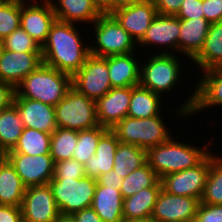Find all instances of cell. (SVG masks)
Instances as JSON below:
<instances>
[{"mask_svg": "<svg viewBox=\"0 0 222 222\" xmlns=\"http://www.w3.org/2000/svg\"><path fill=\"white\" fill-rule=\"evenodd\" d=\"M199 203L197 198L173 195L162 188L151 217L158 222H189L196 217Z\"/></svg>", "mask_w": 222, "mask_h": 222, "instance_id": "cell-15", "label": "cell"}, {"mask_svg": "<svg viewBox=\"0 0 222 222\" xmlns=\"http://www.w3.org/2000/svg\"><path fill=\"white\" fill-rule=\"evenodd\" d=\"M5 157L4 152L0 149V160H2Z\"/></svg>", "mask_w": 222, "mask_h": 222, "instance_id": "cell-52", "label": "cell"}, {"mask_svg": "<svg viewBox=\"0 0 222 222\" xmlns=\"http://www.w3.org/2000/svg\"><path fill=\"white\" fill-rule=\"evenodd\" d=\"M135 53L107 57L112 88L138 86L140 83V58ZM139 60V62H138Z\"/></svg>", "mask_w": 222, "mask_h": 222, "instance_id": "cell-23", "label": "cell"}, {"mask_svg": "<svg viewBox=\"0 0 222 222\" xmlns=\"http://www.w3.org/2000/svg\"><path fill=\"white\" fill-rule=\"evenodd\" d=\"M107 130L108 128L99 125L92 129L78 131L73 159L82 164L91 159L95 155L98 141Z\"/></svg>", "mask_w": 222, "mask_h": 222, "instance_id": "cell-36", "label": "cell"}, {"mask_svg": "<svg viewBox=\"0 0 222 222\" xmlns=\"http://www.w3.org/2000/svg\"><path fill=\"white\" fill-rule=\"evenodd\" d=\"M145 0H106V13L110 14L118 8L140 3Z\"/></svg>", "mask_w": 222, "mask_h": 222, "instance_id": "cell-48", "label": "cell"}, {"mask_svg": "<svg viewBox=\"0 0 222 222\" xmlns=\"http://www.w3.org/2000/svg\"><path fill=\"white\" fill-rule=\"evenodd\" d=\"M123 222H158L152 217L144 218V219H135V220H124Z\"/></svg>", "mask_w": 222, "mask_h": 222, "instance_id": "cell-50", "label": "cell"}, {"mask_svg": "<svg viewBox=\"0 0 222 222\" xmlns=\"http://www.w3.org/2000/svg\"><path fill=\"white\" fill-rule=\"evenodd\" d=\"M20 207L23 222H54L61 215L49 184L26 188Z\"/></svg>", "mask_w": 222, "mask_h": 222, "instance_id": "cell-14", "label": "cell"}, {"mask_svg": "<svg viewBox=\"0 0 222 222\" xmlns=\"http://www.w3.org/2000/svg\"><path fill=\"white\" fill-rule=\"evenodd\" d=\"M71 85L79 93L97 101L112 89L107 57L89 55L85 64L71 76Z\"/></svg>", "mask_w": 222, "mask_h": 222, "instance_id": "cell-10", "label": "cell"}, {"mask_svg": "<svg viewBox=\"0 0 222 222\" xmlns=\"http://www.w3.org/2000/svg\"><path fill=\"white\" fill-rule=\"evenodd\" d=\"M12 104L16 107L24 128L50 134L57 129L54 106L28 98H14Z\"/></svg>", "mask_w": 222, "mask_h": 222, "instance_id": "cell-20", "label": "cell"}, {"mask_svg": "<svg viewBox=\"0 0 222 222\" xmlns=\"http://www.w3.org/2000/svg\"><path fill=\"white\" fill-rule=\"evenodd\" d=\"M84 176V164L73 158L54 163L55 179H81Z\"/></svg>", "mask_w": 222, "mask_h": 222, "instance_id": "cell-39", "label": "cell"}, {"mask_svg": "<svg viewBox=\"0 0 222 222\" xmlns=\"http://www.w3.org/2000/svg\"><path fill=\"white\" fill-rule=\"evenodd\" d=\"M25 189L10 162L5 157L0 160V205L21 206Z\"/></svg>", "mask_w": 222, "mask_h": 222, "instance_id": "cell-27", "label": "cell"}, {"mask_svg": "<svg viewBox=\"0 0 222 222\" xmlns=\"http://www.w3.org/2000/svg\"><path fill=\"white\" fill-rule=\"evenodd\" d=\"M119 142L116 134L108 129L98 141L95 155L84 164L85 176L97 180L101 174L113 170L114 157Z\"/></svg>", "mask_w": 222, "mask_h": 222, "instance_id": "cell-24", "label": "cell"}, {"mask_svg": "<svg viewBox=\"0 0 222 222\" xmlns=\"http://www.w3.org/2000/svg\"><path fill=\"white\" fill-rule=\"evenodd\" d=\"M201 73L203 78L201 77L199 83L196 82L193 93L175 109L174 115L189 119L188 117L197 115L202 110L222 106V66Z\"/></svg>", "mask_w": 222, "mask_h": 222, "instance_id": "cell-9", "label": "cell"}, {"mask_svg": "<svg viewBox=\"0 0 222 222\" xmlns=\"http://www.w3.org/2000/svg\"><path fill=\"white\" fill-rule=\"evenodd\" d=\"M77 140L78 131L57 127L50 140V155L54 163L73 158Z\"/></svg>", "mask_w": 222, "mask_h": 222, "instance_id": "cell-34", "label": "cell"}, {"mask_svg": "<svg viewBox=\"0 0 222 222\" xmlns=\"http://www.w3.org/2000/svg\"><path fill=\"white\" fill-rule=\"evenodd\" d=\"M54 222H76L72 215H60Z\"/></svg>", "mask_w": 222, "mask_h": 222, "instance_id": "cell-49", "label": "cell"}, {"mask_svg": "<svg viewBox=\"0 0 222 222\" xmlns=\"http://www.w3.org/2000/svg\"><path fill=\"white\" fill-rule=\"evenodd\" d=\"M75 25L78 24L56 19L42 46V62L71 76L85 64L90 55L89 45L82 41V34L78 32L80 29Z\"/></svg>", "mask_w": 222, "mask_h": 222, "instance_id": "cell-1", "label": "cell"}, {"mask_svg": "<svg viewBox=\"0 0 222 222\" xmlns=\"http://www.w3.org/2000/svg\"><path fill=\"white\" fill-rule=\"evenodd\" d=\"M72 87L71 75L41 63L15 88L14 98H28L56 106Z\"/></svg>", "mask_w": 222, "mask_h": 222, "instance_id": "cell-2", "label": "cell"}, {"mask_svg": "<svg viewBox=\"0 0 222 222\" xmlns=\"http://www.w3.org/2000/svg\"><path fill=\"white\" fill-rule=\"evenodd\" d=\"M55 203L62 215L73 213L92 205L97 180L84 176L81 179H55L49 181Z\"/></svg>", "mask_w": 222, "mask_h": 222, "instance_id": "cell-8", "label": "cell"}, {"mask_svg": "<svg viewBox=\"0 0 222 222\" xmlns=\"http://www.w3.org/2000/svg\"><path fill=\"white\" fill-rule=\"evenodd\" d=\"M175 16L178 19L205 18L203 13V0H184L179 12Z\"/></svg>", "mask_w": 222, "mask_h": 222, "instance_id": "cell-41", "label": "cell"}, {"mask_svg": "<svg viewBox=\"0 0 222 222\" xmlns=\"http://www.w3.org/2000/svg\"><path fill=\"white\" fill-rule=\"evenodd\" d=\"M2 41L0 40V52H1V50H2Z\"/></svg>", "mask_w": 222, "mask_h": 222, "instance_id": "cell-53", "label": "cell"}, {"mask_svg": "<svg viewBox=\"0 0 222 222\" xmlns=\"http://www.w3.org/2000/svg\"><path fill=\"white\" fill-rule=\"evenodd\" d=\"M72 216L76 222H103L92 207L77 211Z\"/></svg>", "mask_w": 222, "mask_h": 222, "instance_id": "cell-47", "label": "cell"}, {"mask_svg": "<svg viewBox=\"0 0 222 222\" xmlns=\"http://www.w3.org/2000/svg\"><path fill=\"white\" fill-rule=\"evenodd\" d=\"M23 129V121L13 104L2 109L0 113V149L4 154L14 148Z\"/></svg>", "mask_w": 222, "mask_h": 222, "instance_id": "cell-31", "label": "cell"}, {"mask_svg": "<svg viewBox=\"0 0 222 222\" xmlns=\"http://www.w3.org/2000/svg\"><path fill=\"white\" fill-rule=\"evenodd\" d=\"M15 88L6 82L0 81V109L9 107L13 103Z\"/></svg>", "mask_w": 222, "mask_h": 222, "instance_id": "cell-46", "label": "cell"}, {"mask_svg": "<svg viewBox=\"0 0 222 222\" xmlns=\"http://www.w3.org/2000/svg\"><path fill=\"white\" fill-rule=\"evenodd\" d=\"M179 34L180 19L176 16L158 14L138 45L142 48L155 46V49L157 45L161 48L166 46L167 49L158 51V54H178Z\"/></svg>", "mask_w": 222, "mask_h": 222, "instance_id": "cell-17", "label": "cell"}, {"mask_svg": "<svg viewBox=\"0 0 222 222\" xmlns=\"http://www.w3.org/2000/svg\"><path fill=\"white\" fill-rule=\"evenodd\" d=\"M50 140V133L24 128L17 144L6 153H23L31 156L50 154Z\"/></svg>", "mask_w": 222, "mask_h": 222, "instance_id": "cell-32", "label": "cell"}, {"mask_svg": "<svg viewBox=\"0 0 222 222\" xmlns=\"http://www.w3.org/2000/svg\"><path fill=\"white\" fill-rule=\"evenodd\" d=\"M210 170V153L195 167L161 178L162 188L173 195L201 200Z\"/></svg>", "mask_w": 222, "mask_h": 222, "instance_id": "cell-11", "label": "cell"}, {"mask_svg": "<svg viewBox=\"0 0 222 222\" xmlns=\"http://www.w3.org/2000/svg\"><path fill=\"white\" fill-rule=\"evenodd\" d=\"M56 19L79 25L93 24L102 14L101 7L93 0H49ZM53 1V2H52Z\"/></svg>", "mask_w": 222, "mask_h": 222, "instance_id": "cell-21", "label": "cell"}, {"mask_svg": "<svg viewBox=\"0 0 222 222\" xmlns=\"http://www.w3.org/2000/svg\"><path fill=\"white\" fill-rule=\"evenodd\" d=\"M184 0H152L159 15L175 16Z\"/></svg>", "mask_w": 222, "mask_h": 222, "instance_id": "cell-43", "label": "cell"}, {"mask_svg": "<svg viewBox=\"0 0 222 222\" xmlns=\"http://www.w3.org/2000/svg\"><path fill=\"white\" fill-rule=\"evenodd\" d=\"M3 49L14 52H42V47L21 27L2 40Z\"/></svg>", "mask_w": 222, "mask_h": 222, "instance_id": "cell-38", "label": "cell"}, {"mask_svg": "<svg viewBox=\"0 0 222 222\" xmlns=\"http://www.w3.org/2000/svg\"><path fill=\"white\" fill-rule=\"evenodd\" d=\"M209 27L205 18L180 19L178 54L183 53L191 61L203 48Z\"/></svg>", "mask_w": 222, "mask_h": 222, "instance_id": "cell-22", "label": "cell"}, {"mask_svg": "<svg viewBox=\"0 0 222 222\" xmlns=\"http://www.w3.org/2000/svg\"><path fill=\"white\" fill-rule=\"evenodd\" d=\"M147 163V150L134 144L119 142L114 157L113 170L122 178L141 168Z\"/></svg>", "mask_w": 222, "mask_h": 222, "instance_id": "cell-30", "label": "cell"}, {"mask_svg": "<svg viewBox=\"0 0 222 222\" xmlns=\"http://www.w3.org/2000/svg\"><path fill=\"white\" fill-rule=\"evenodd\" d=\"M190 144L177 141L172 136L168 141L147 150V163L160 179L165 175L195 167L210 153V147L204 145L199 148Z\"/></svg>", "mask_w": 222, "mask_h": 222, "instance_id": "cell-3", "label": "cell"}, {"mask_svg": "<svg viewBox=\"0 0 222 222\" xmlns=\"http://www.w3.org/2000/svg\"><path fill=\"white\" fill-rule=\"evenodd\" d=\"M26 1L20 0V27L42 47L56 15L49 0Z\"/></svg>", "mask_w": 222, "mask_h": 222, "instance_id": "cell-12", "label": "cell"}, {"mask_svg": "<svg viewBox=\"0 0 222 222\" xmlns=\"http://www.w3.org/2000/svg\"><path fill=\"white\" fill-rule=\"evenodd\" d=\"M203 13L210 24L222 21V0H203Z\"/></svg>", "mask_w": 222, "mask_h": 222, "instance_id": "cell-42", "label": "cell"}, {"mask_svg": "<svg viewBox=\"0 0 222 222\" xmlns=\"http://www.w3.org/2000/svg\"><path fill=\"white\" fill-rule=\"evenodd\" d=\"M20 28V0L0 1V40Z\"/></svg>", "mask_w": 222, "mask_h": 222, "instance_id": "cell-37", "label": "cell"}, {"mask_svg": "<svg viewBox=\"0 0 222 222\" xmlns=\"http://www.w3.org/2000/svg\"><path fill=\"white\" fill-rule=\"evenodd\" d=\"M123 200L120 190L97 183L91 207L103 222H123Z\"/></svg>", "mask_w": 222, "mask_h": 222, "instance_id": "cell-25", "label": "cell"}, {"mask_svg": "<svg viewBox=\"0 0 222 222\" xmlns=\"http://www.w3.org/2000/svg\"><path fill=\"white\" fill-rule=\"evenodd\" d=\"M92 25L95 45H89L91 55L108 57L136 51L138 44L111 14L103 13Z\"/></svg>", "mask_w": 222, "mask_h": 222, "instance_id": "cell-5", "label": "cell"}, {"mask_svg": "<svg viewBox=\"0 0 222 222\" xmlns=\"http://www.w3.org/2000/svg\"><path fill=\"white\" fill-rule=\"evenodd\" d=\"M0 222H23L21 207L0 205Z\"/></svg>", "mask_w": 222, "mask_h": 222, "instance_id": "cell-44", "label": "cell"}, {"mask_svg": "<svg viewBox=\"0 0 222 222\" xmlns=\"http://www.w3.org/2000/svg\"><path fill=\"white\" fill-rule=\"evenodd\" d=\"M132 86L112 88L96 101V116L100 126L112 129L127 116Z\"/></svg>", "mask_w": 222, "mask_h": 222, "instance_id": "cell-19", "label": "cell"}, {"mask_svg": "<svg viewBox=\"0 0 222 222\" xmlns=\"http://www.w3.org/2000/svg\"><path fill=\"white\" fill-rule=\"evenodd\" d=\"M179 59L176 54L157 53L148 55L147 63L144 62L145 64L143 65L140 62L139 85L159 95H163L166 92L171 93L175 86H179V78L183 75V72H181L183 69L182 63Z\"/></svg>", "mask_w": 222, "mask_h": 222, "instance_id": "cell-6", "label": "cell"}, {"mask_svg": "<svg viewBox=\"0 0 222 222\" xmlns=\"http://www.w3.org/2000/svg\"><path fill=\"white\" fill-rule=\"evenodd\" d=\"M42 62V52H14L6 49L0 52V81L14 88Z\"/></svg>", "mask_w": 222, "mask_h": 222, "instance_id": "cell-18", "label": "cell"}, {"mask_svg": "<svg viewBox=\"0 0 222 222\" xmlns=\"http://www.w3.org/2000/svg\"><path fill=\"white\" fill-rule=\"evenodd\" d=\"M152 186H162L161 179L149 164L146 163L123 178L120 192L123 198H128L140 190Z\"/></svg>", "mask_w": 222, "mask_h": 222, "instance_id": "cell-33", "label": "cell"}, {"mask_svg": "<svg viewBox=\"0 0 222 222\" xmlns=\"http://www.w3.org/2000/svg\"><path fill=\"white\" fill-rule=\"evenodd\" d=\"M95 1L102 9L103 13H106V0H93Z\"/></svg>", "mask_w": 222, "mask_h": 222, "instance_id": "cell-51", "label": "cell"}, {"mask_svg": "<svg viewBox=\"0 0 222 222\" xmlns=\"http://www.w3.org/2000/svg\"><path fill=\"white\" fill-rule=\"evenodd\" d=\"M162 96L143 88L140 85L132 86L128 117L141 119L161 114Z\"/></svg>", "mask_w": 222, "mask_h": 222, "instance_id": "cell-29", "label": "cell"}, {"mask_svg": "<svg viewBox=\"0 0 222 222\" xmlns=\"http://www.w3.org/2000/svg\"><path fill=\"white\" fill-rule=\"evenodd\" d=\"M117 22L139 43L152 21L158 15L152 0L124 6L110 13Z\"/></svg>", "mask_w": 222, "mask_h": 222, "instance_id": "cell-16", "label": "cell"}, {"mask_svg": "<svg viewBox=\"0 0 222 222\" xmlns=\"http://www.w3.org/2000/svg\"><path fill=\"white\" fill-rule=\"evenodd\" d=\"M163 114L150 118H131L126 116L118 122L111 130L116 134L118 140L125 144H134L148 150L154 146L168 141L172 136L167 124L163 121Z\"/></svg>", "mask_w": 222, "mask_h": 222, "instance_id": "cell-4", "label": "cell"}, {"mask_svg": "<svg viewBox=\"0 0 222 222\" xmlns=\"http://www.w3.org/2000/svg\"><path fill=\"white\" fill-rule=\"evenodd\" d=\"M161 189L162 186L147 187L131 197L124 198V220H135L151 217Z\"/></svg>", "mask_w": 222, "mask_h": 222, "instance_id": "cell-28", "label": "cell"}, {"mask_svg": "<svg viewBox=\"0 0 222 222\" xmlns=\"http://www.w3.org/2000/svg\"><path fill=\"white\" fill-rule=\"evenodd\" d=\"M210 152V170L200 203L222 204V156Z\"/></svg>", "mask_w": 222, "mask_h": 222, "instance_id": "cell-35", "label": "cell"}, {"mask_svg": "<svg viewBox=\"0 0 222 222\" xmlns=\"http://www.w3.org/2000/svg\"><path fill=\"white\" fill-rule=\"evenodd\" d=\"M54 108L56 125L59 128L81 131L99 126L96 101L77 92L73 87Z\"/></svg>", "mask_w": 222, "mask_h": 222, "instance_id": "cell-7", "label": "cell"}, {"mask_svg": "<svg viewBox=\"0 0 222 222\" xmlns=\"http://www.w3.org/2000/svg\"><path fill=\"white\" fill-rule=\"evenodd\" d=\"M192 61L201 71L222 66V21L210 24L203 48Z\"/></svg>", "mask_w": 222, "mask_h": 222, "instance_id": "cell-26", "label": "cell"}, {"mask_svg": "<svg viewBox=\"0 0 222 222\" xmlns=\"http://www.w3.org/2000/svg\"><path fill=\"white\" fill-rule=\"evenodd\" d=\"M189 222H222V204L199 203L196 217Z\"/></svg>", "mask_w": 222, "mask_h": 222, "instance_id": "cell-40", "label": "cell"}, {"mask_svg": "<svg viewBox=\"0 0 222 222\" xmlns=\"http://www.w3.org/2000/svg\"><path fill=\"white\" fill-rule=\"evenodd\" d=\"M26 188L48 184L54 175V161L50 154L26 155L5 153Z\"/></svg>", "mask_w": 222, "mask_h": 222, "instance_id": "cell-13", "label": "cell"}, {"mask_svg": "<svg viewBox=\"0 0 222 222\" xmlns=\"http://www.w3.org/2000/svg\"><path fill=\"white\" fill-rule=\"evenodd\" d=\"M123 182V178L121 175L116 173V171L111 170L107 173L101 174L97 178V183L101 186L116 188L117 190L121 189V184Z\"/></svg>", "mask_w": 222, "mask_h": 222, "instance_id": "cell-45", "label": "cell"}]
</instances>
